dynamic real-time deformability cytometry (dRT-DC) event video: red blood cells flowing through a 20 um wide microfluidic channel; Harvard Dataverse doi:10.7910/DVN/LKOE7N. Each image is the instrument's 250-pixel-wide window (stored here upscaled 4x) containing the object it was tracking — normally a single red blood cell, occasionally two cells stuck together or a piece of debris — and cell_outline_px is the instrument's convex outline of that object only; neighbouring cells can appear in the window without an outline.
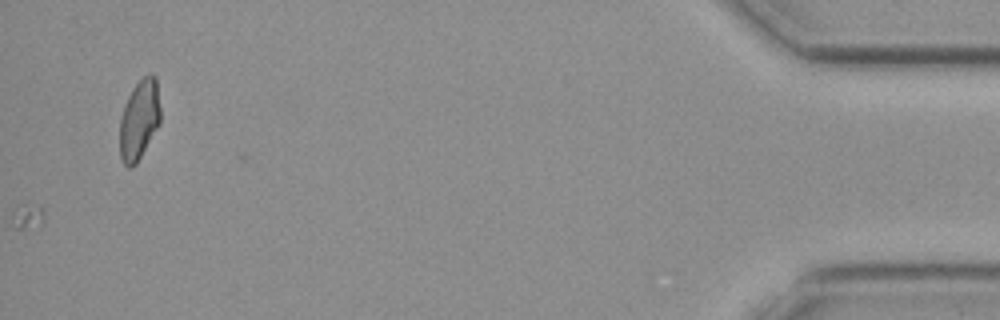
{"species": "common noctule bat (a hibernating species)", "species_latin": "Nyctalus noctula", "temperature_condition": "cold", "stored_images_in_passage": 57, "camera_frame_rate_fps": 3000, "um_per_image_px": 0.085, "animal": {"sex": "female", "body_mass_g": 19.3, "forearm_length_mm": 54.1}, "frame": {"image": 1, "passage_image": 57, "time_ms": 18.667, "image_size_px": [1000, 320], "cell_outline_px": [[160, 124], [136, 164], [132, 168], [128, 168], [124, 164], [120, 156], [120, 116], [124, 104], [132, 88], [148, 72], [156, 76], [160, 108]], "centroid_in_image_um": [11.84, 10.17], "position_along_channel_um": 423.4, "area_um2": 19.13}}